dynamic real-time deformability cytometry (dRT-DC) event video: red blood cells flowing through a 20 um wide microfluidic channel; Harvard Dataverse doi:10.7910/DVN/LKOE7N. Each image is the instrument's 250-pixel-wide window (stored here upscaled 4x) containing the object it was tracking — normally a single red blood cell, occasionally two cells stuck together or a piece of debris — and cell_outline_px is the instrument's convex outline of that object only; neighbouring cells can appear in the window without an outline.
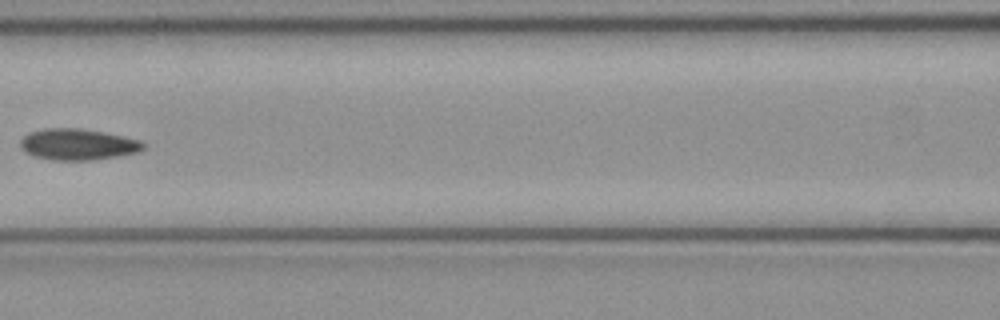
{"species": "common noctule bat (a hibernating species)", "species_latin": "Nyctalus noctula", "temperature_condition": "cold", "stored_images_in_passage": 7, "camera_frame_rate_fps": 3000, "um_per_image_px": 0.085, "animal": {"sex": "female", "body_mass_g": 21.9}, "frame": {"image": 1, "passage_image": 6, "time_ms": 1.667, "image_size_px": [1000, 320], "cell_outline_px": [[148, 144], [140, 152], [120, 156], [92, 160], [52, 160], [36, 156], [24, 152], [20, 148], [20, 140], [28, 132], [44, 128], [80, 128], [104, 132], [124, 136], [140, 140]], "centroid_in_image_um": [6.64, 12.27], "position_along_channel_um": 160.0, "area_um2": 22.72}}
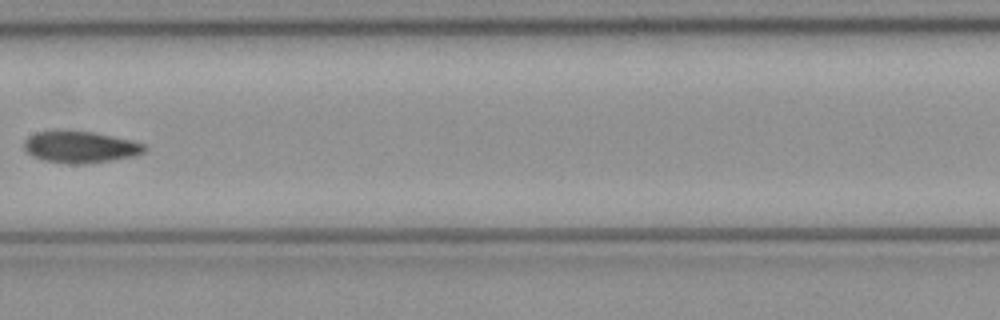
{"frame": {"image": 2, "passage_image": 7, "time_ms": 2.0, "image_size_px": [1000, 320], "cell_outline_px": [[148, 148], [144, 152], [136, 156], [88, 164], [72, 164], [44, 160], [32, 156], [24, 148], [24, 140], [28, 136], [36, 132], [56, 128], [64, 128], [92, 132], [132, 140], [144, 144]], "centroid_in_image_um": [6.8, 12.46], "position_along_channel_um": 200.6, "area_um2": 22.89}}